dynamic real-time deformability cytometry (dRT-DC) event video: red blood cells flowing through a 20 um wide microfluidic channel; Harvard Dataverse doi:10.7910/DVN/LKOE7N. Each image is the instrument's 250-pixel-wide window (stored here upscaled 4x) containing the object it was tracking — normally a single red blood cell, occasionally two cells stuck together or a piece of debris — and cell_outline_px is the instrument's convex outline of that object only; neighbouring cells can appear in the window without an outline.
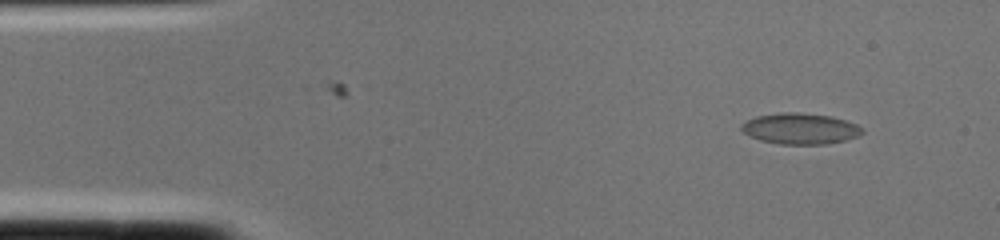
{"species": "common noctule bat (a hibernating species)", "species_latin": "Nyctalus noctula", "temperature_condition": "cold", "stored_images_in_passage": 3, "segment_of_instrument_passage": [2, 2], "camera_frame_rate_fps": 3000, "um_per_image_px": 0.085, "animal": {"sex": "female", "body_mass_g": 22.0, "forearm_length_mm": 56.7}, "frame": {"image": 1, "passage_image": 3, "time_ms": 0.667, "image_size_px": [1000, 240], "cell_outline_px": [[864, 132], [860, 136], [844, 140], [824, 144], [780, 144], [760, 140], [748, 136], [740, 128], [740, 124], [756, 116], [780, 112], [800, 112], [832, 116], [856, 124]], "centroid_in_image_um": [67.99, 10.93], "position_along_channel_um": 17.0, "area_um2": 21.85}}